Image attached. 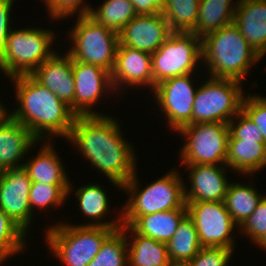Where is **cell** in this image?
Listing matches in <instances>:
<instances>
[{
  "instance_id": "cell-37",
  "label": "cell",
  "mask_w": 266,
  "mask_h": 266,
  "mask_svg": "<svg viewBox=\"0 0 266 266\" xmlns=\"http://www.w3.org/2000/svg\"><path fill=\"white\" fill-rule=\"evenodd\" d=\"M242 110L259 128L266 144V97L258 96L257 94H247L242 101Z\"/></svg>"
},
{
  "instance_id": "cell-35",
  "label": "cell",
  "mask_w": 266,
  "mask_h": 266,
  "mask_svg": "<svg viewBox=\"0 0 266 266\" xmlns=\"http://www.w3.org/2000/svg\"><path fill=\"white\" fill-rule=\"evenodd\" d=\"M255 244L266 232V195L259 201L254 212L238 228Z\"/></svg>"
},
{
  "instance_id": "cell-40",
  "label": "cell",
  "mask_w": 266,
  "mask_h": 266,
  "mask_svg": "<svg viewBox=\"0 0 266 266\" xmlns=\"http://www.w3.org/2000/svg\"><path fill=\"white\" fill-rule=\"evenodd\" d=\"M137 14H157L162 12L167 0H129Z\"/></svg>"
},
{
  "instance_id": "cell-22",
  "label": "cell",
  "mask_w": 266,
  "mask_h": 266,
  "mask_svg": "<svg viewBox=\"0 0 266 266\" xmlns=\"http://www.w3.org/2000/svg\"><path fill=\"white\" fill-rule=\"evenodd\" d=\"M226 166L240 175L253 176L266 167V144L257 140L228 138Z\"/></svg>"
},
{
  "instance_id": "cell-24",
  "label": "cell",
  "mask_w": 266,
  "mask_h": 266,
  "mask_svg": "<svg viewBox=\"0 0 266 266\" xmlns=\"http://www.w3.org/2000/svg\"><path fill=\"white\" fill-rule=\"evenodd\" d=\"M121 229L125 232L127 238L128 266L168 265L170 260L166 243L140 235L131 226H122Z\"/></svg>"
},
{
  "instance_id": "cell-1",
  "label": "cell",
  "mask_w": 266,
  "mask_h": 266,
  "mask_svg": "<svg viewBox=\"0 0 266 266\" xmlns=\"http://www.w3.org/2000/svg\"><path fill=\"white\" fill-rule=\"evenodd\" d=\"M118 121L109 114L76 116L67 141L121 190L137 170V156Z\"/></svg>"
},
{
  "instance_id": "cell-14",
  "label": "cell",
  "mask_w": 266,
  "mask_h": 266,
  "mask_svg": "<svg viewBox=\"0 0 266 266\" xmlns=\"http://www.w3.org/2000/svg\"><path fill=\"white\" fill-rule=\"evenodd\" d=\"M72 72L75 84L74 113L77 116L106 115L92 111V106L94 107L105 94L115 93L111 73L100 66L75 60Z\"/></svg>"
},
{
  "instance_id": "cell-32",
  "label": "cell",
  "mask_w": 266,
  "mask_h": 266,
  "mask_svg": "<svg viewBox=\"0 0 266 266\" xmlns=\"http://www.w3.org/2000/svg\"><path fill=\"white\" fill-rule=\"evenodd\" d=\"M88 266H128L127 238L120 228L102 244L101 249Z\"/></svg>"
},
{
  "instance_id": "cell-9",
  "label": "cell",
  "mask_w": 266,
  "mask_h": 266,
  "mask_svg": "<svg viewBox=\"0 0 266 266\" xmlns=\"http://www.w3.org/2000/svg\"><path fill=\"white\" fill-rule=\"evenodd\" d=\"M151 62L154 88L166 79L195 73L202 62L201 38L193 32H172L151 54Z\"/></svg>"
},
{
  "instance_id": "cell-39",
  "label": "cell",
  "mask_w": 266,
  "mask_h": 266,
  "mask_svg": "<svg viewBox=\"0 0 266 266\" xmlns=\"http://www.w3.org/2000/svg\"><path fill=\"white\" fill-rule=\"evenodd\" d=\"M14 0H0V63L4 60L6 40L12 28L11 14Z\"/></svg>"
},
{
  "instance_id": "cell-26",
  "label": "cell",
  "mask_w": 266,
  "mask_h": 266,
  "mask_svg": "<svg viewBox=\"0 0 266 266\" xmlns=\"http://www.w3.org/2000/svg\"><path fill=\"white\" fill-rule=\"evenodd\" d=\"M238 0H200L197 24L192 31L203 38L208 33L233 23Z\"/></svg>"
},
{
  "instance_id": "cell-6",
  "label": "cell",
  "mask_w": 266,
  "mask_h": 266,
  "mask_svg": "<svg viewBox=\"0 0 266 266\" xmlns=\"http://www.w3.org/2000/svg\"><path fill=\"white\" fill-rule=\"evenodd\" d=\"M53 31L43 28L11 29L6 40L4 60L0 70L9 79L21 75H30L39 65L50 58L55 50Z\"/></svg>"
},
{
  "instance_id": "cell-33",
  "label": "cell",
  "mask_w": 266,
  "mask_h": 266,
  "mask_svg": "<svg viewBox=\"0 0 266 266\" xmlns=\"http://www.w3.org/2000/svg\"><path fill=\"white\" fill-rule=\"evenodd\" d=\"M27 234L0 209V265L26 248ZM25 245V246H24ZM24 249V250H23Z\"/></svg>"
},
{
  "instance_id": "cell-36",
  "label": "cell",
  "mask_w": 266,
  "mask_h": 266,
  "mask_svg": "<svg viewBox=\"0 0 266 266\" xmlns=\"http://www.w3.org/2000/svg\"><path fill=\"white\" fill-rule=\"evenodd\" d=\"M233 252L226 247H202L188 263L189 266H228Z\"/></svg>"
},
{
  "instance_id": "cell-23",
  "label": "cell",
  "mask_w": 266,
  "mask_h": 266,
  "mask_svg": "<svg viewBox=\"0 0 266 266\" xmlns=\"http://www.w3.org/2000/svg\"><path fill=\"white\" fill-rule=\"evenodd\" d=\"M46 143V144H44ZM50 141H43L39 152L30 160L23 162V169L32 182L54 185H70L62 160Z\"/></svg>"
},
{
  "instance_id": "cell-18",
  "label": "cell",
  "mask_w": 266,
  "mask_h": 266,
  "mask_svg": "<svg viewBox=\"0 0 266 266\" xmlns=\"http://www.w3.org/2000/svg\"><path fill=\"white\" fill-rule=\"evenodd\" d=\"M63 55L56 51L30 75L42 86L47 87L59 100L70 106V109L74 112L73 59L67 52Z\"/></svg>"
},
{
  "instance_id": "cell-5",
  "label": "cell",
  "mask_w": 266,
  "mask_h": 266,
  "mask_svg": "<svg viewBox=\"0 0 266 266\" xmlns=\"http://www.w3.org/2000/svg\"><path fill=\"white\" fill-rule=\"evenodd\" d=\"M46 229L45 242L55 258L66 266H88L103 242L117 229L55 223Z\"/></svg>"
},
{
  "instance_id": "cell-25",
  "label": "cell",
  "mask_w": 266,
  "mask_h": 266,
  "mask_svg": "<svg viewBox=\"0 0 266 266\" xmlns=\"http://www.w3.org/2000/svg\"><path fill=\"white\" fill-rule=\"evenodd\" d=\"M187 209H172L140 216L131 227L140 235L167 243L177 230Z\"/></svg>"
},
{
  "instance_id": "cell-28",
  "label": "cell",
  "mask_w": 266,
  "mask_h": 266,
  "mask_svg": "<svg viewBox=\"0 0 266 266\" xmlns=\"http://www.w3.org/2000/svg\"><path fill=\"white\" fill-rule=\"evenodd\" d=\"M168 258L171 261L188 262L202 248L194 221L186 214L178 224L173 237L166 243Z\"/></svg>"
},
{
  "instance_id": "cell-4",
  "label": "cell",
  "mask_w": 266,
  "mask_h": 266,
  "mask_svg": "<svg viewBox=\"0 0 266 266\" xmlns=\"http://www.w3.org/2000/svg\"><path fill=\"white\" fill-rule=\"evenodd\" d=\"M179 174L176 169H172L142 189L139 187L141 185L136 170L129 181L122 186V191L128 195L121 209L122 226H131L142 215L172 209H187L184 193L186 184Z\"/></svg>"
},
{
  "instance_id": "cell-20",
  "label": "cell",
  "mask_w": 266,
  "mask_h": 266,
  "mask_svg": "<svg viewBox=\"0 0 266 266\" xmlns=\"http://www.w3.org/2000/svg\"><path fill=\"white\" fill-rule=\"evenodd\" d=\"M233 23L263 58L266 54V0H238Z\"/></svg>"
},
{
  "instance_id": "cell-19",
  "label": "cell",
  "mask_w": 266,
  "mask_h": 266,
  "mask_svg": "<svg viewBox=\"0 0 266 266\" xmlns=\"http://www.w3.org/2000/svg\"><path fill=\"white\" fill-rule=\"evenodd\" d=\"M38 142L41 141L23 124L8 114L3 116L0 119V171L22 167L21 159L23 160Z\"/></svg>"
},
{
  "instance_id": "cell-12",
  "label": "cell",
  "mask_w": 266,
  "mask_h": 266,
  "mask_svg": "<svg viewBox=\"0 0 266 266\" xmlns=\"http://www.w3.org/2000/svg\"><path fill=\"white\" fill-rule=\"evenodd\" d=\"M192 74L196 73L166 79L155 85L152 91L160 111L163 110L166 116L168 127L175 132L193 124V104L197 88Z\"/></svg>"
},
{
  "instance_id": "cell-2",
  "label": "cell",
  "mask_w": 266,
  "mask_h": 266,
  "mask_svg": "<svg viewBox=\"0 0 266 266\" xmlns=\"http://www.w3.org/2000/svg\"><path fill=\"white\" fill-rule=\"evenodd\" d=\"M10 80L16 87L17 108L7 111V114L29 129L38 141L58 136L67 139L77 116L70 106L31 75L16 76Z\"/></svg>"
},
{
  "instance_id": "cell-3",
  "label": "cell",
  "mask_w": 266,
  "mask_h": 266,
  "mask_svg": "<svg viewBox=\"0 0 266 266\" xmlns=\"http://www.w3.org/2000/svg\"><path fill=\"white\" fill-rule=\"evenodd\" d=\"M201 43L202 62L208 70L205 73L214 78L243 83L251 67L262 59L234 23L208 33L201 38Z\"/></svg>"
},
{
  "instance_id": "cell-11",
  "label": "cell",
  "mask_w": 266,
  "mask_h": 266,
  "mask_svg": "<svg viewBox=\"0 0 266 266\" xmlns=\"http://www.w3.org/2000/svg\"><path fill=\"white\" fill-rule=\"evenodd\" d=\"M202 247H226L234 250L236 227L223 201H186Z\"/></svg>"
},
{
  "instance_id": "cell-13",
  "label": "cell",
  "mask_w": 266,
  "mask_h": 266,
  "mask_svg": "<svg viewBox=\"0 0 266 266\" xmlns=\"http://www.w3.org/2000/svg\"><path fill=\"white\" fill-rule=\"evenodd\" d=\"M31 183L23 167L0 171V209L27 235L35 219L29 204Z\"/></svg>"
},
{
  "instance_id": "cell-10",
  "label": "cell",
  "mask_w": 266,
  "mask_h": 266,
  "mask_svg": "<svg viewBox=\"0 0 266 266\" xmlns=\"http://www.w3.org/2000/svg\"><path fill=\"white\" fill-rule=\"evenodd\" d=\"M177 133L186 141L180 148L181 164L226 165L229 125L222 122L188 124Z\"/></svg>"
},
{
  "instance_id": "cell-17",
  "label": "cell",
  "mask_w": 266,
  "mask_h": 266,
  "mask_svg": "<svg viewBox=\"0 0 266 266\" xmlns=\"http://www.w3.org/2000/svg\"><path fill=\"white\" fill-rule=\"evenodd\" d=\"M182 165L190 170L188 175L190 189L184 186L186 201L224 202L229 186L226 165Z\"/></svg>"
},
{
  "instance_id": "cell-7",
  "label": "cell",
  "mask_w": 266,
  "mask_h": 266,
  "mask_svg": "<svg viewBox=\"0 0 266 266\" xmlns=\"http://www.w3.org/2000/svg\"><path fill=\"white\" fill-rule=\"evenodd\" d=\"M70 40L72 45L67 53L75 60L97 65L110 73L115 64L119 34L97 23L89 15L78 16L72 26Z\"/></svg>"
},
{
  "instance_id": "cell-31",
  "label": "cell",
  "mask_w": 266,
  "mask_h": 266,
  "mask_svg": "<svg viewBox=\"0 0 266 266\" xmlns=\"http://www.w3.org/2000/svg\"><path fill=\"white\" fill-rule=\"evenodd\" d=\"M54 185L43 184L40 182H32L29 192V204L31 212L39 209L41 212H47L46 209H51L58 206L59 208L66 203L67 197L72 193L73 185ZM52 206V207H51ZM36 207V209H35Z\"/></svg>"
},
{
  "instance_id": "cell-15",
  "label": "cell",
  "mask_w": 266,
  "mask_h": 266,
  "mask_svg": "<svg viewBox=\"0 0 266 266\" xmlns=\"http://www.w3.org/2000/svg\"><path fill=\"white\" fill-rule=\"evenodd\" d=\"M113 89L118 94L123 86H146L154 90L151 54L118 45L116 50L115 64L111 72ZM118 88V89H117Z\"/></svg>"
},
{
  "instance_id": "cell-27",
  "label": "cell",
  "mask_w": 266,
  "mask_h": 266,
  "mask_svg": "<svg viewBox=\"0 0 266 266\" xmlns=\"http://www.w3.org/2000/svg\"><path fill=\"white\" fill-rule=\"evenodd\" d=\"M264 195L248 183L230 182L225 196V206L231 218L240 227L254 212Z\"/></svg>"
},
{
  "instance_id": "cell-34",
  "label": "cell",
  "mask_w": 266,
  "mask_h": 266,
  "mask_svg": "<svg viewBox=\"0 0 266 266\" xmlns=\"http://www.w3.org/2000/svg\"><path fill=\"white\" fill-rule=\"evenodd\" d=\"M45 2V8L49 13V17L53 19L70 18L74 14L77 16L89 15L91 5H87L84 0H43ZM85 2V4H84Z\"/></svg>"
},
{
  "instance_id": "cell-30",
  "label": "cell",
  "mask_w": 266,
  "mask_h": 266,
  "mask_svg": "<svg viewBox=\"0 0 266 266\" xmlns=\"http://www.w3.org/2000/svg\"><path fill=\"white\" fill-rule=\"evenodd\" d=\"M200 0H167L162 14L172 32H192L198 19Z\"/></svg>"
},
{
  "instance_id": "cell-21",
  "label": "cell",
  "mask_w": 266,
  "mask_h": 266,
  "mask_svg": "<svg viewBox=\"0 0 266 266\" xmlns=\"http://www.w3.org/2000/svg\"><path fill=\"white\" fill-rule=\"evenodd\" d=\"M106 190L103 186L97 183H89L84 186L81 185L76 190L75 196L78 201L79 209L88 219V224H79L78 226L91 227H108L113 229H120L122 227V210L119 211L118 218L106 222L105 217L110 213L109 197H107ZM103 220V222H102Z\"/></svg>"
},
{
  "instance_id": "cell-43",
  "label": "cell",
  "mask_w": 266,
  "mask_h": 266,
  "mask_svg": "<svg viewBox=\"0 0 266 266\" xmlns=\"http://www.w3.org/2000/svg\"><path fill=\"white\" fill-rule=\"evenodd\" d=\"M0 102V119L7 114V108Z\"/></svg>"
},
{
  "instance_id": "cell-8",
  "label": "cell",
  "mask_w": 266,
  "mask_h": 266,
  "mask_svg": "<svg viewBox=\"0 0 266 266\" xmlns=\"http://www.w3.org/2000/svg\"><path fill=\"white\" fill-rule=\"evenodd\" d=\"M207 79L197 87L193 104V124H228L242 110V101L246 96L242 83L211 76Z\"/></svg>"
},
{
  "instance_id": "cell-41",
  "label": "cell",
  "mask_w": 266,
  "mask_h": 266,
  "mask_svg": "<svg viewBox=\"0 0 266 266\" xmlns=\"http://www.w3.org/2000/svg\"><path fill=\"white\" fill-rule=\"evenodd\" d=\"M255 245L259 246L260 249L266 250V232L264 235L255 243Z\"/></svg>"
},
{
  "instance_id": "cell-29",
  "label": "cell",
  "mask_w": 266,
  "mask_h": 266,
  "mask_svg": "<svg viewBox=\"0 0 266 266\" xmlns=\"http://www.w3.org/2000/svg\"><path fill=\"white\" fill-rule=\"evenodd\" d=\"M138 14L129 0H104L89 16L104 27L119 33Z\"/></svg>"
},
{
  "instance_id": "cell-16",
  "label": "cell",
  "mask_w": 266,
  "mask_h": 266,
  "mask_svg": "<svg viewBox=\"0 0 266 266\" xmlns=\"http://www.w3.org/2000/svg\"><path fill=\"white\" fill-rule=\"evenodd\" d=\"M172 33L162 14H138L118 34L119 44L154 53Z\"/></svg>"
},
{
  "instance_id": "cell-38",
  "label": "cell",
  "mask_w": 266,
  "mask_h": 266,
  "mask_svg": "<svg viewBox=\"0 0 266 266\" xmlns=\"http://www.w3.org/2000/svg\"><path fill=\"white\" fill-rule=\"evenodd\" d=\"M228 125L230 133L236 139L264 142L259 128L243 110L236 114L233 119L229 121Z\"/></svg>"
},
{
  "instance_id": "cell-42",
  "label": "cell",
  "mask_w": 266,
  "mask_h": 266,
  "mask_svg": "<svg viewBox=\"0 0 266 266\" xmlns=\"http://www.w3.org/2000/svg\"><path fill=\"white\" fill-rule=\"evenodd\" d=\"M167 266H189L188 262L183 261H169Z\"/></svg>"
}]
</instances>
